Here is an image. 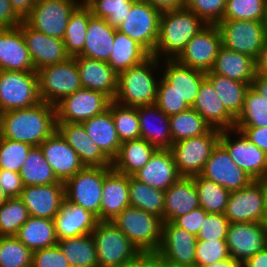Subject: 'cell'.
I'll list each match as a JSON object with an SVG mask.
<instances>
[{"mask_svg": "<svg viewBox=\"0 0 267 267\" xmlns=\"http://www.w3.org/2000/svg\"><path fill=\"white\" fill-rule=\"evenodd\" d=\"M169 123L173 143L201 136L211 129L209 124L192 107L170 116Z\"/></svg>", "mask_w": 267, "mask_h": 267, "instance_id": "cell-44", "label": "cell"}, {"mask_svg": "<svg viewBox=\"0 0 267 267\" xmlns=\"http://www.w3.org/2000/svg\"><path fill=\"white\" fill-rule=\"evenodd\" d=\"M39 147L59 181L65 182L84 168L76 151L57 130Z\"/></svg>", "mask_w": 267, "mask_h": 267, "instance_id": "cell-22", "label": "cell"}, {"mask_svg": "<svg viewBox=\"0 0 267 267\" xmlns=\"http://www.w3.org/2000/svg\"><path fill=\"white\" fill-rule=\"evenodd\" d=\"M267 0H227L222 20L263 21Z\"/></svg>", "mask_w": 267, "mask_h": 267, "instance_id": "cell-51", "label": "cell"}, {"mask_svg": "<svg viewBox=\"0 0 267 267\" xmlns=\"http://www.w3.org/2000/svg\"><path fill=\"white\" fill-rule=\"evenodd\" d=\"M264 193H265V208H264V217L262 223L267 227V179L264 180Z\"/></svg>", "mask_w": 267, "mask_h": 267, "instance_id": "cell-69", "label": "cell"}, {"mask_svg": "<svg viewBox=\"0 0 267 267\" xmlns=\"http://www.w3.org/2000/svg\"><path fill=\"white\" fill-rule=\"evenodd\" d=\"M199 207L194 178L180 177L165 191L163 222H173L176 218Z\"/></svg>", "mask_w": 267, "mask_h": 267, "instance_id": "cell-30", "label": "cell"}, {"mask_svg": "<svg viewBox=\"0 0 267 267\" xmlns=\"http://www.w3.org/2000/svg\"><path fill=\"white\" fill-rule=\"evenodd\" d=\"M128 206L129 176L111 168L102 186L100 221H112Z\"/></svg>", "mask_w": 267, "mask_h": 267, "instance_id": "cell-27", "label": "cell"}, {"mask_svg": "<svg viewBox=\"0 0 267 267\" xmlns=\"http://www.w3.org/2000/svg\"><path fill=\"white\" fill-rule=\"evenodd\" d=\"M57 131L76 151L84 167L112 166V161L89 137L82 123H57Z\"/></svg>", "mask_w": 267, "mask_h": 267, "instance_id": "cell-24", "label": "cell"}, {"mask_svg": "<svg viewBox=\"0 0 267 267\" xmlns=\"http://www.w3.org/2000/svg\"><path fill=\"white\" fill-rule=\"evenodd\" d=\"M214 181L228 191H237L247 186L253 179L230 157L228 151L218 143L200 174Z\"/></svg>", "mask_w": 267, "mask_h": 267, "instance_id": "cell-18", "label": "cell"}, {"mask_svg": "<svg viewBox=\"0 0 267 267\" xmlns=\"http://www.w3.org/2000/svg\"><path fill=\"white\" fill-rule=\"evenodd\" d=\"M130 206L140 208L146 212L162 218L165 206V191L155 189L129 176Z\"/></svg>", "mask_w": 267, "mask_h": 267, "instance_id": "cell-42", "label": "cell"}, {"mask_svg": "<svg viewBox=\"0 0 267 267\" xmlns=\"http://www.w3.org/2000/svg\"><path fill=\"white\" fill-rule=\"evenodd\" d=\"M161 61L151 55L139 65L119 73L117 93L113 101L131 107L155 104L161 76L157 72L161 73Z\"/></svg>", "mask_w": 267, "mask_h": 267, "instance_id": "cell-3", "label": "cell"}, {"mask_svg": "<svg viewBox=\"0 0 267 267\" xmlns=\"http://www.w3.org/2000/svg\"><path fill=\"white\" fill-rule=\"evenodd\" d=\"M137 112L141 138L159 149H169L173 144L169 116L155 104L139 106Z\"/></svg>", "mask_w": 267, "mask_h": 267, "instance_id": "cell-32", "label": "cell"}, {"mask_svg": "<svg viewBox=\"0 0 267 267\" xmlns=\"http://www.w3.org/2000/svg\"><path fill=\"white\" fill-rule=\"evenodd\" d=\"M112 222L140 252H157L161 244L163 220L134 206L126 207Z\"/></svg>", "mask_w": 267, "mask_h": 267, "instance_id": "cell-4", "label": "cell"}, {"mask_svg": "<svg viewBox=\"0 0 267 267\" xmlns=\"http://www.w3.org/2000/svg\"><path fill=\"white\" fill-rule=\"evenodd\" d=\"M264 208V180H253L230 193L224 214L230 223L263 222Z\"/></svg>", "mask_w": 267, "mask_h": 267, "instance_id": "cell-15", "label": "cell"}, {"mask_svg": "<svg viewBox=\"0 0 267 267\" xmlns=\"http://www.w3.org/2000/svg\"><path fill=\"white\" fill-rule=\"evenodd\" d=\"M227 0H185L184 7L199 16L207 25H217L225 13Z\"/></svg>", "mask_w": 267, "mask_h": 267, "instance_id": "cell-55", "label": "cell"}, {"mask_svg": "<svg viewBox=\"0 0 267 267\" xmlns=\"http://www.w3.org/2000/svg\"><path fill=\"white\" fill-rule=\"evenodd\" d=\"M29 217L22 200L19 197H9L0 206V236H16Z\"/></svg>", "mask_w": 267, "mask_h": 267, "instance_id": "cell-49", "label": "cell"}, {"mask_svg": "<svg viewBox=\"0 0 267 267\" xmlns=\"http://www.w3.org/2000/svg\"><path fill=\"white\" fill-rule=\"evenodd\" d=\"M206 26L199 16L185 7L161 11L159 36L152 56L160 60L176 59L186 44Z\"/></svg>", "mask_w": 267, "mask_h": 267, "instance_id": "cell-2", "label": "cell"}, {"mask_svg": "<svg viewBox=\"0 0 267 267\" xmlns=\"http://www.w3.org/2000/svg\"><path fill=\"white\" fill-rule=\"evenodd\" d=\"M217 26L223 47L258 61L265 44L263 21L221 20Z\"/></svg>", "mask_w": 267, "mask_h": 267, "instance_id": "cell-10", "label": "cell"}, {"mask_svg": "<svg viewBox=\"0 0 267 267\" xmlns=\"http://www.w3.org/2000/svg\"><path fill=\"white\" fill-rule=\"evenodd\" d=\"M32 147L0 136V169L19 173Z\"/></svg>", "mask_w": 267, "mask_h": 267, "instance_id": "cell-52", "label": "cell"}, {"mask_svg": "<svg viewBox=\"0 0 267 267\" xmlns=\"http://www.w3.org/2000/svg\"><path fill=\"white\" fill-rule=\"evenodd\" d=\"M41 102L36 71L0 70V114Z\"/></svg>", "mask_w": 267, "mask_h": 267, "instance_id": "cell-8", "label": "cell"}, {"mask_svg": "<svg viewBox=\"0 0 267 267\" xmlns=\"http://www.w3.org/2000/svg\"><path fill=\"white\" fill-rule=\"evenodd\" d=\"M113 47L107 63L117 74L139 65L151 56L141 44L117 29L115 30Z\"/></svg>", "mask_w": 267, "mask_h": 267, "instance_id": "cell-37", "label": "cell"}, {"mask_svg": "<svg viewBox=\"0 0 267 267\" xmlns=\"http://www.w3.org/2000/svg\"><path fill=\"white\" fill-rule=\"evenodd\" d=\"M83 88L99 91L112 101L117 93L118 74L105 61L74 57Z\"/></svg>", "mask_w": 267, "mask_h": 267, "instance_id": "cell-29", "label": "cell"}, {"mask_svg": "<svg viewBox=\"0 0 267 267\" xmlns=\"http://www.w3.org/2000/svg\"><path fill=\"white\" fill-rule=\"evenodd\" d=\"M267 227L262 222L230 223L226 243L230 257L242 264L266 248Z\"/></svg>", "mask_w": 267, "mask_h": 267, "instance_id": "cell-17", "label": "cell"}, {"mask_svg": "<svg viewBox=\"0 0 267 267\" xmlns=\"http://www.w3.org/2000/svg\"><path fill=\"white\" fill-rule=\"evenodd\" d=\"M197 237L179 228L173 222H163L158 253L168 262L185 267H195Z\"/></svg>", "mask_w": 267, "mask_h": 267, "instance_id": "cell-20", "label": "cell"}, {"mask_svg": "<svg viewBox=\"0 0 267 267\" xmlns=\"http://www.w3.org/2000/svg\"><path fill=\"white\" fill-rule=\"evenodd\" d=\"M0 70L35 71L21 29L0 28Z\"/></svg>", "mask_w": 267, "mask_h": 267, "instance_id": "cell-25", "label": "cell"}, {"mask_svg": "<svg viewBox=\"0 0 267 267\" xmlns=\"http://www.w3.org/2000/svg\"><path fill=\"white\" fill-rule=\"evenodd\" d=\"M89 137L112 161L118 154L121 141L118 137L111 111L94 116L82 122Z\"/></svg>", "mask_w": 267, "mask_h": 267, "instance_id": "cell-35", "label": "cell"}, {"mask_svg": "<svg viewBox=\"0 0 267 267\" xmlns=\"http://www.w3.org/2000/svg\"><path fill=\"white\" fill-rule=\"evenodd\" d=\"M160 11L180 9L184 7L185 0H143Z\"/></svg>", "mask_w": 267, "mask_h": 267, "instance_id": "cell-63", "label": "cell"}, {"mask_svg": "<svg viewBox=\"0 0 267 267\" xmlns=\"http://www.w3.org/2000/svg\"><path fill=\"white\" fill-rule=\"evenodd\" d=\"M234 127H267V99L251 86L246 92L242 112Z\"/></svg>", "mask_w": 267, "mask_h": 267, "instance_id": "cell-46", "label": "cell"}, {"mask_svg": "<svg viewBox=\"0 0 267 267\" xmlns=\"http://www.w3.org/2000/svg\"><path fill=\"white\" fill-rule=\"evenodd\" d=\"M19 175L24 187L43 186L59 182L39 146L31 148Z\"/></svg>", "mask_w": 267, "mask_h": 267, "instance_id": "cell-41", "label": "cell"}, {"mask_svg": "<svg viewBox=\"0 0 267 267\" xmlns=\"http://www.w3.org/2000/svg\"><path fill=\"white\" fill-rule=\"evenodd\" d=\"M126 267H163V257L158 252H141Z\"/></svg>", "mask_w": 267, "mask_h": 267, "instance_id": "cell-62", "label": "cell"}, {"mask_svg": "<svg viewBox=\"0 0 267 267\" xmlns=\"http://www.w3.org/2000/svg\"><path fill=\"white\" fill-rule=\"evenodd\" d=\"M263 27H264L265 42H267V10L263 18Z\"/></svg>", "mask_w": 267, "mask_h": 267, "instance_id": "cell-71", "label": "cell"}, {"mask_svg": "<svg viewBox=\"0 0 267 267\" xmlns=\"http://www.w3.org/2000/svg\"><path fill=\"white\" fill-rule=\"evenodd\" d=\"M251 87L259 94H261L265 99H267V77L256 73Z\"/></svg>", "mask_w": 267, "mask_h": 267, "instance_id": "cell-66", "label": "cell"}, {"mask_svg": "<svg viewBox=\"0 0 267 267\" xmlns=\"http://www.w3.org/2000/svg\"><path fill=\"white\" fill-rule=\"evenodd\" d=\"M155 105L169 117L190 108L162 76L158 83Z\"/></svg>", "mask_w": 267, "mask_h": 267, "instance_id": "cell-54", "label": "cell"}, {"mask_svg": "<svg viewBox=\"0 0 267 267\" xmlns=\"http://www.w3.org/2000/svg\"><path fill=\"white\" fill-rule=\"evenodd\" d=\"M192 108L211 128L218 130L234 129L236 119L224 107L206 78L200 85V90Z\"/></svg>", "mask_w": 267, "mask_h": 267, "instance_id": "cell-31", "label": "cell"}, {"mask_svg": "<svg viewBox=\"0 0 267 267\" xmlns=\"http://www.w3.org/2000/svg\"><path fill=\"white\" fill-rule=\"evenodd\" d=\"M135 0H83L95 17L102 18L117 27L125 20Z\"/></svg>", "mask_w": 267, "mask_h": 267, "instance_id": "cell-48", "label": "cell"}, {"mask_svg": "<svg viewBox=\"0 0 267 267\" xmlns=\"http://www.w3.org/2000/svg\"><path fill=\"white\" fill-rule=\"evenodd\" d=\"M32 267H70L58 245L33 251Z\"/></svg>", "mask_w": 267, "mask_h": 267, "instance_id": "cell-57", "label": "cell"}, {"mask_svg": "<svg viewBox=\"0 0 267 267\" xmlns=\"http://www.w3.org/2000/svg\"><path fill=\"white\" fill-rule=\"evenodd\" d=\"M39 96L42 102L57 104L62 98L83 88L74 57L63 63L37 71Z\"/></svg>", "mask_w": 267, "mask_h": 267, "instance_id": "cell-9", "label": "cell"}, {"mask_svg": "<svg viewBox=\"0 0 267 267\" xmlns=\"http://www.w3.org/2000/svg\"><path fill=\"white\" fill-rule=\"evenodd\" d=\"M16 237L32 252L58 244L52 219L30 216L20 227Z\"/></svg>", "mask_w": 267, "mask_h": 267, "instance_id": "cell-38", "label": "cell"}, {"mask_svg": "<svg viewBox=\"0 0 267 267\" xmlns=\"http://www.w3.org/2000/svg\"><path fill=\"white\" fill-rule=\"evenodd\" d=\"M82 2L83 0H37L24 21L38 32L63 40L69 18Z\"/></svg>", "mask_w": 267, "mask_h": 267, "instance_id": "cell-11", "label": "cell"}, {"mask_svg": "<svg viewBox=\"0 0 267 267\" xmlns=\"http://www.w3.org/2000/svg\"><path fill=\"white\" fill-rule=\"evenodd\" d=\"M161 76L172 85L189 107H192L206 73L182 65L176 59H164L160 64Z\"/></svg>", "mask_w": 267, "mask_h": 267, "instance_id": "cell-23", "label": "cell"}, {"mask_svg": "<svg viewBox=\"0 0 267 267\" xmlns=\"http://www.w3.org/2000/svg\"><path fill=\"white\" fill-rule=\"evenodd\" d=\"M245 138L267 154V127H234Z\"/></svg>", "mask_w": 267, "mask_h": 267, "instance_id": "cell-60", "label": "cell"}, {"mask_svg": "<svg viewBox=\"0 0 267 267\" xmlns=\"http://www.w3.org/2000/svg\"><path fill=\"white\" fill-rule=\"evenodd\" d=\"M208 212L202 207L196 208L185 215L176 218L173 223L179 228L187 230L189 233L197 236L201 224Z\"/></svg>", "mask_w": 267, "mask_h": 267, "instance_id": "cell-58", "label": "cell"}, {"mask_svg": "<svg viewBox=\"0 0 267 267\" xmlns=\"http://www.w3.org/2000/svg\"><path fill=\"white\" fill-rule=\"evenodd\" d=\"M163 267H185V266H180V265H177V264H173L171 262L166 261L163 258Z\"/></svg>", "mask_w": 267, "mask_h": 267, "instance_id": "cell-72", "label": "cell"}, {"mask_svg": "<svg viewBox=\"0 0 267 267\" xmlns=\"http://www.w3.org/2000/svg\"><path fill=\"white\" fill-rule=\"evenodd\" d=\"M112 166L84 167L64 182L65 200L83 207L100 221L102 186Z\"/></svg>", "mask_w": 267, "mask_h": 267, "instance_id": "cell-7", "label": "cell"}, {"mask_svg": "<svg viewBox=\"0 0 267 267\" xmlns=\"http://www.w3.org/2000/svg\"><path fill=\"white\" fill-rule=\"evenodd\" d=\"M37 0H10L14 11L24 20L34 7Z\"/></svg>", "mask_w": 267, "mask_h": 267, "instance_id": "cell-64", "label": "cell"}, {"mask_svg": "<svg viewBox=\"0 0 267 267\" xmlns=\"http://www.w3.org/2000/svg\"><path fill=\"white\" fill-rule=\"evenodd\" d=\"M9 196L4 192V190L0 187V206L7 201Z\"/></svg>", "mask_w": 267, "mask_h": 267, "instance_id": "cell-70", "label": "cell"}, {"mask_svg": "<svg viewBox=\"0 0 267 267\" xmlns=\"http://www.w3.org/2000/svg\"><path fill=\"white\" fill-rule=\"evenodd\" d=\"M70 267H99L92 234L58 240L57 244Z\"/></svg>", "mask_w": 267, "mask_h": 267, "instance_id": "cell-40", "label": "cell"}, {"mask_svg": "<svg viewBox=\"0 0 267 267\" xmlns=\"http://www.w3.org/2000/svg\"><path fill=\"white\" fill-rule=\"evenodd\" d=\"M108 109L111 111L121 143L141 138L137 107L124 106L112 101Z\"/></svg>", "mask_w": 267, "mask_h": 267, "instance_id": "cell-47", "label": "cell"}, {"mask_svg": "<svg viewBox=\"0 0 267 267\" xmlns=\"http://www.w3.org/2000/svg\"><path fill=\"white\" fill-rule=\"evenodd\" d=\"M157 149L142 138L122 142L117 156L112 160V168L133 176L145 166Z\"/></svg>", "mask_w": 267, "mask_h": 267, "instance_id": "cell-36", "label": "cell"}, {"mask_svg": "<svg viewBox=\"0 0 267 267\" xmlns=\"http://www.w3.org/2000/svg\"><path fill=\"white\" fill-rule=\"evenodd\" d=\"M19 198L30 216L54 220L65 200L64 182L23 187Z\"/></svg>", "mask_w": 267, "mask_h": 267, "instance_id": "cell-21", "label": "cell"}, {"mask_svg": "<svg viewBox=\"0 0 267 267\" xmlns=\"http://www.w3.org/2000/svg\"><path fill=\"white\" fill-rule=\"evenodd\" d=\"M112 100L105 94L81 88L62 98L57 104V123H82L105 112Z\"/></svg>", "mask_w": 267, "mask_h": 267, "instance_id": "cell-14", "label": "cell"}, {"mask_svg": "<svg viewBox=\"0 0 267 267\" xmlns=\"http://www.w3.org/2000/svg\"><path fill=\"white\" fill-rule=\"evenodd\" d=\"M98 222V218L91 212L64 200L61 209L54 218L57 239L62 240L91 234Z\"/></svg>", "mask_w": 267, "mask_h": 267, "instance_id": "cell-28", "label": "cell"}, {"mask_svg": "<svg viewBox=\"0 0 267 267\" xmlns=\"http://www.w3.org/2000/svg\"><path fill=\"white\" fill-rule=\"evenodd\" d=\"M200 207L208 213L224 214L230 191L201 175L193 176Z\"/></svg>", "mask_w": 267, "mask_h": 267, "instance_id": "cell-45", "label": "cell"}, {"mask_svg": "<svg viewBox=\"0 0 267 267\" xmlns=\"http://www.w3.org/2000/svg\"><path fill=\"white\" fill-rule=\"evenodd\" d=\"M229 224L225 214L208 213L197 233V240H226Z\"/></svg>", "mask_w": 267, "mask_h": 267, "instance_id": "cell-56", "label": "cell"}, {"mask_svg": "<svg viewBox=\"0 0 267 267\" xmlns=\"http://www.w3.org/2000/svg\"><path fill=\"white\" fill-rule=\"evenodd\" d=\"M32 257L16 236H0V267H32Z\"/></svg>", "mask_w": 267, "mask_h": 267, "instance_id": "cell-50", "label": "cell"}, {"mask_svg": "<svg viewBox=\"0 0 267 267\" xmlns=\"http://www.w3.org/2000/svg\"><path fill=\"white\" fill-rule=\"evenodd\" d=\"M210 72L251 86L257 73V62L248 55L222 46Z\"/></svg>", "mask_w": 267, "mask_h": 267, "instance_id": "cell-34", "label": "cell"}, {"mask_svg": "<svg viewBox=\"0 0 267 267\" xmlns=\"http://www.w3.org/2000/svg\"><path fill=\"white\" fill-rule=\"evenodd\" d=\"M205 267H242V263L230 257L228 259L217 261Z\"/></svg>", "mask_w": 267, "mask_h": 267, "instance_id": "cell-68", "label": "cell"}, {"mask_svg": "<svg viewBox=\"0 0 267 267\" xmlns=\"http://www.w3.org/2000/svg\"><path fill=\"white\" fill-rule=\"evenodd\" d=\"M91 16L90 9L82 2L69 18L63 41L71 57L78 56L83 50L87 25Z\"/></svg>", "mask_w": 267, "mask_h": 267, "instance_id": "cell-43", "label": "cell"}, {"mask_svg": "<svg viewBox=\"0 0 267 267\" xmlns=\"http://www.w3.org/2000/svg\"><path fill=\"white\" fill-rule=\"evenodd\" d=\"M24 36L35 71L67 61V53L62 39L51 37L31 28L24 20L18 26Z\"/></svg>", "mask_w": 267, "mask_h": 267, "instance_id": "cell-19", "label": "cell"}, {"mask_svg": "<svg viewBox=\"0 0 267 267\" xmlns=\"http://www.w3.org/2000/svg\"><path fill=\"white\" fill-rule=\"evenodd\" d=\"M161 11L143 0H135L117 30L141 44L151 55L158 36Z\"/></svg>", "mask_w": 267, "mask_h": 267, "instance_id": "cell-13", "label": "cell"}, {"mask_svg": "<svg viewBox=\"0 0 267 267\" xmlns=\"http://www.w3.org/2000/svg\"><path fill=\"white\" fill-rule=\"evenodd\" d=\"M257 73L267 77V42H265L260 58L257 61Z\"/></svg>", "mask_w": 267, "mask_h": 267, "instance_id": "cell-67", "label": "cell"}, {"mask_svg": "<svg viewBox=\"0 0 267 267\" xmlns=\"http://www.w3.org/2000/svg\"><path fill=\"white\" fill-rule=\"evenodd\" d=\"M91 234L99 267H126L141 253L112 221H99Z\"/></svg>", "mask_w": 267, "mask_h": 267, "instance_id": "cell-5", "label": "cell"}, {"mask_svg": "<svg viewBox=\"0 0 267 267\" xmlns=\"http://www.w3.org/2000/svg\"><path fill=\"white\" fill-rule=\"evenodd\" d=\"M206 79L211 83L227 111L237 119L242 112L245 95L250 85L210 71L206 72Z\"/></svg>", "mask_w": 267, "mask_h": 267, "instance_id": "cell-39", "label": "cell"}, {"mask_svg": "<svg viewBox=\"0 0 267 267\" xmlns=\"http://www.w3.org/2000/svg\"><path fill=\"white\" fill-rule=\"evenodd\" d=\"M222 47V38L217 25H207L196 34L176 58L182 65L208 72Z\"/></svg>", "mask_w": 267, "mask_h": 267, "instance_id": "cell-16", "label": "cell"}, {"mask_svg": "<svg viewBox=\"0 0 267 267\" xmlns=\"http://www.w3.org/2000/svg\"><path fill=\"white\" fill-rule=\"evenodd\" d=\"M242 267H267V249L259 251L254 256L246 260Z\"/></svg>", "mask_w": 267, "mask_h": 267, "instance_id": "cell-65", "label": "cell"}, {"mask_svg": "<svg viewBox=\"0 0 267 267\" xmlns=\"http://www.w3.org/2000/svg\"><path fill=\"white\" fill-rule=\"evenodd\" d=\"M57 130L55 105L40 102L32 107L0 114V136L39 146Z\"/></svg>", "mask_w": 267, "mask_h": 267, "instance_id": "cell-1", "label": "cell"}, {"mask_svg": "<svg viewBox=\"0 0 267 267\" xmlns=\"http://www.w3.org/2000/svg\"><path fill=\"white\" fill-rule=\"evenodd\" d=\"M219 143L253 180L267 179V154L245 138L239 130H221Z\"/></svg>", "mask_w": 267, "mask_h": 267, "instance_id": "cell-12", "label": "cell"}, {"mask_svg": "<svg viewBox=\"0 0 267 267\" xmlns=\"http://www.w3.org/2000/svg\"><path fill=\"white\" fill-rule=\"evenodd\" d=\"M230 258L226 240H197L195 267H205Z\"/></svg>", "mask_w": 267, "mask_h": 267, "instance_id": "cell-53", "label": "cell"}, {"mask_svg": "<svg viewBox=\"0 0 267 267\" xmlns=\"http://www.w3.org/2000/svg\"><path fill=\"white\" fill-rule=\"evenodd\" d=\"M115 30L106 20L92 15L87 25L83 50L75 57L108 62L114 49Z\"/></svg>", "mask_w": 267, "mask_h": 267, "instance_id": "cell-33", "label": "cell"}, {"mask_svg": "<svg viewBox=\"0 0 267 267\" xmlns=\"http://www.w3.org/2000/svg\"><path fill=\"white\" fill-rule=\"evenodd\" d=\"M23 19L14 11L10 0H0V28H15Z\"/></svg>", "mask_w": 267, "mask_h": 267, "instance_id": "cell-61", "label": "cell"}, {"mask_svg": "<svg viewBox=\"0 0 267 267\" xmlns=\"http://www.w3.org/2000/svg\"><path fill=\"white\" fill-rule=\"evenodd\" d=\"M0 187L9 197H19L24 186L19 173L0 169Z\"/></svg>", "mask_w": 267, "mask_h": 267, "instance_id": "cell-59", "label": "cell"}, {"mask_svg": "<svg viewBox=\"0 0 267 267\" xmlns=\"http://www.w3.org/2000/svg\"><path fill=\"white\" fill-rule=\"evenodd\" d=\"M138 181L166 191L181 176L170 149H157L145 166L134 175Z\"/></svg>", "mask_w": 267, "mask_h": 267, "instance_id": "cell-26", "label": "cell"}, {"mask_svg": "<svg viewBox=\"0 0 267 267\" xmlns=\"http://www.w3.org/2000/svg\"><path fill=\"white\" fill-rule=\"evenodd\" d=\"M221 130L211 128L206 134L177 141L169 148L181 177L200 175L213 149L219 143Z\"/></svg>", "mask_w": 267, "mask_h": 267, "instance_id": "cell-6", "label": "cell"}]
</instances>
